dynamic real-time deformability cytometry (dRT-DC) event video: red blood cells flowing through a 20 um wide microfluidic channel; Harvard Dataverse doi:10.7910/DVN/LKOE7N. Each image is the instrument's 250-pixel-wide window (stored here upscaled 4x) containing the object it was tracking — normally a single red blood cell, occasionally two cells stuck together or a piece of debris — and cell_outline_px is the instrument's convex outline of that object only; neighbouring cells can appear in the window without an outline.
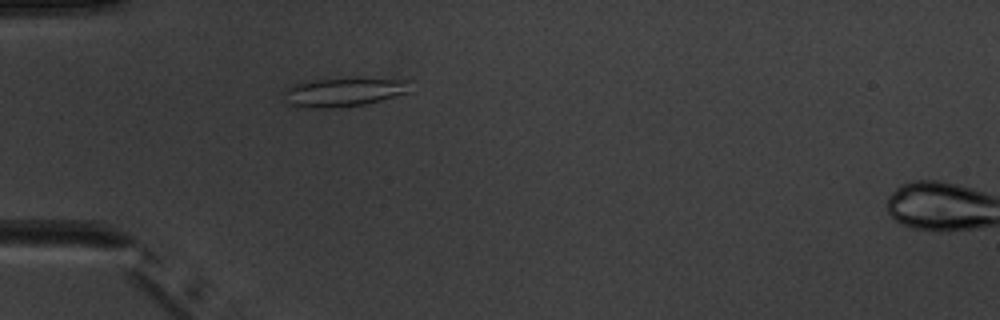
{"species": "common noctule bat (a hibernating species)", "species_latin": "Nyctalus noctula", "temperature_condition": "warm", "stored_images_in_passage": 5, "segment_of_instrument_passage": [1, 2], "camera_frame_rate_fps": 3000, "um_per_image_px": 0.085, "animal": {"sex": "male", "body_mass_g": 20.1, "forearm_length_mm": 53.5}, "frame": {"image": 1, "passage_image": 4, "time_ms": 3.667, "image_size_px": [1000, 320], "cell_outline_px": [[412, 92], [364, 104], [332, 108], [296, 108], [288, 104], [280, 92], [296, 84], [316, 80], [352, 76], [408, 80]], "centroid_in_image_um": [29.22, 7.81], "position_along_channel_um": 55.8, "area_um2": 22.02}}